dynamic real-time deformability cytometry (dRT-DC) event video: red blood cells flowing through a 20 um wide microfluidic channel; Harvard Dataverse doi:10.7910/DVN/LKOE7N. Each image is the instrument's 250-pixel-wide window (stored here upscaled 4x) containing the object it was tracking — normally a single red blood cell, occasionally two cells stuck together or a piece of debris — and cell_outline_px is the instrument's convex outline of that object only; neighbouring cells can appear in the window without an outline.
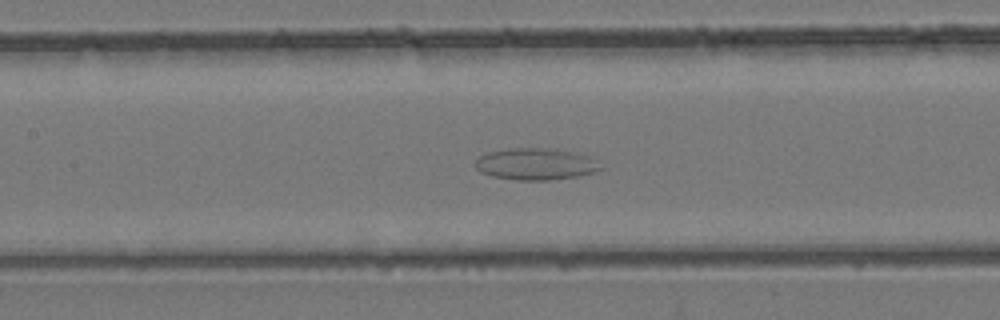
{"species": "common noctule bat (a hibernating species)", "species_latin": "Nyctalus noctula", "temperature_condition": "room temperature", "stored_images_in_passage": 44, "camera_frame_rate_fps": 3000, "um_per_image_px": 0.085, "animal": {"sex": "female", "body_mass_g": 24.6, "forearm_length_mm": 56.2}, "frame": {"image": 1, "passage_image": 21, "time_ms": 6.667, "image_size_px": [1000, 320], "cell_outline_px": [[604, 168], [592, 172], [576, 176], [548, 180], [516, 180], [492, 176], [480, 172], [476, 168], [476, 160], [480, 156], [488, 152], [508, 148], [556, 148], [588, 156], [596, 160]], "centroid_in_image_um": [45.52, 13.93], "position_along_channel_um": 161.9, "area_um2": 23.12}}
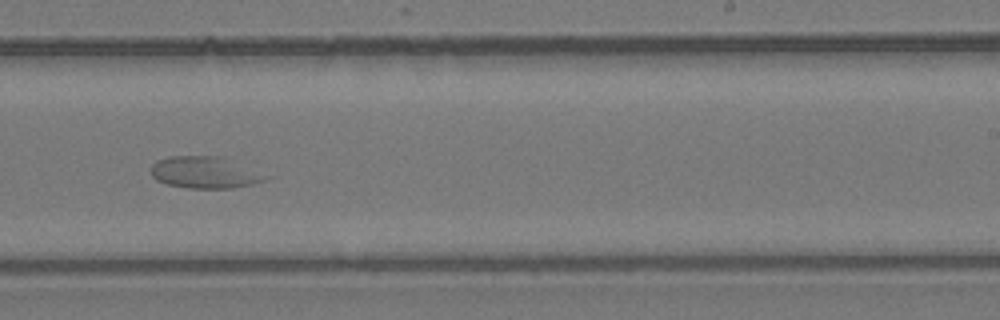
{"frame": {"image": 2, "passage_image": 28, "time_ms": 9.0, "image_size_px": [1000, 320], "cell_outline_px": [[272, 176], [264, 180], [252, 184], [232, 188], [188, 188], [168, 184], [156, 180], [152, 176], [152, 164], [156, 160], [168, 156], [220, 156]], "centroid_in_image_um": [17.4, 14.65], "position_along_channel_um": 271.6, "area_um2": 21.15}}
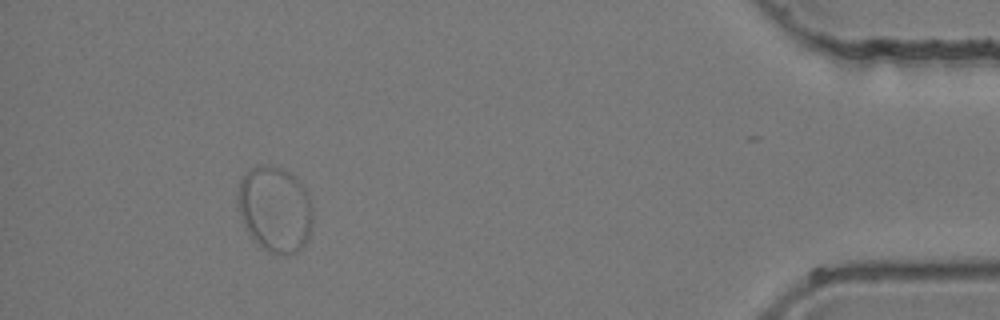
{"frame": {"image": 3, "passage_image": 41, "time_ms": 13.333, "image_size_px": [1000, 320], "cell_outline_px": [[312, 224], [308, 236], [304, 244], [296, 252], [268, 252], [252, 236], [244, 224], [240, 212], [240, 180], [252, 168], [264, 164], [268, 164], [280, 168], [288, 172], [308, 192], [312, 208]], "centroid_in_image_um": [23.41, 17.75], "position_along_channel_um": 411.8, "area_um2": 36.18}}